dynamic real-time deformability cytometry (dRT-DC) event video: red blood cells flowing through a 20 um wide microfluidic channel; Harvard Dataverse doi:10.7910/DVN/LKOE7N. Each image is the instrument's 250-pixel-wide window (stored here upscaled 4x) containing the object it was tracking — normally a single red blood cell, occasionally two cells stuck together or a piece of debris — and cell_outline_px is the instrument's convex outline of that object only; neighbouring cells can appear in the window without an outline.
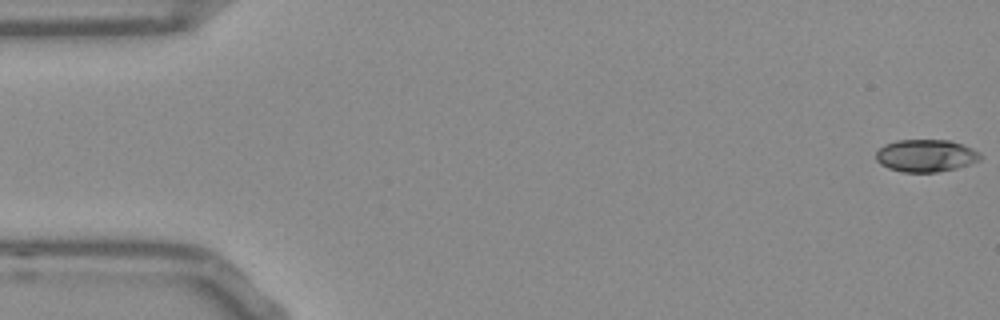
{"species": "Egyptian fruit bat (a non-hibernating species)", "species_latin": "Rousettus aegyptiacus", "temperature_condition": "room temperature", "stored_images_in_passage": 54, "camera_frame_rate_fps": 3000, "um_per_image_px": 0.085, "frame": {"image": 1, "passage_image": 1, "time_ms": 0.0, "image_size_px": [1000, 320], "cell_outline_px": [[984, 156], [980, 160], [956, 168], [936, 172], [904, 172], [888, 168], [880, 164], [876, 160], [876, 152], [884, 144], [896, 140], [948, 140], [964, 144], [980, 152]], "centroid_in_image_um": [78.71, 13.22], "position_along_channel_um": 6.3, "area_um2": 19.83}}
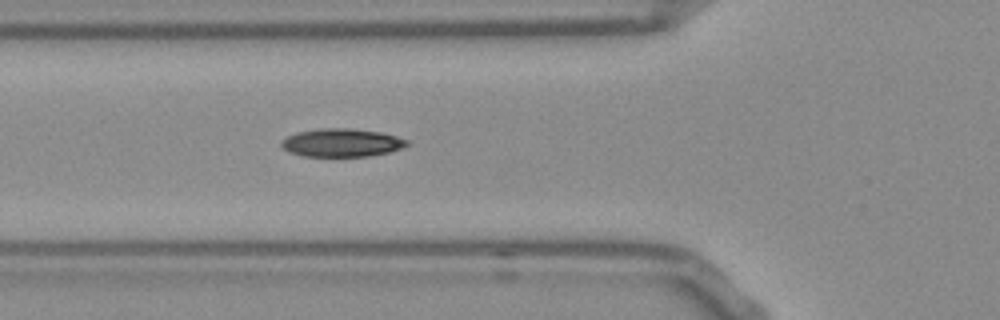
{"frame": {"image": 2, "passage_image": 19, "time_ms": 6.0, "image_size_px": [1000, 320], "cell_outline_px": [[412, 144], [404, 148], [388, 152], [368, 156], [304, 156], [288, 152], [280, 144], [280, 140], [296, 132], [320, 128], [352, 128], [380, 132], [396, 136], [408, 140]], "centroid_in_image_um": [29.06, 12.12], "position_along_channel_um": 96.7, "area_um2": 20.81}}
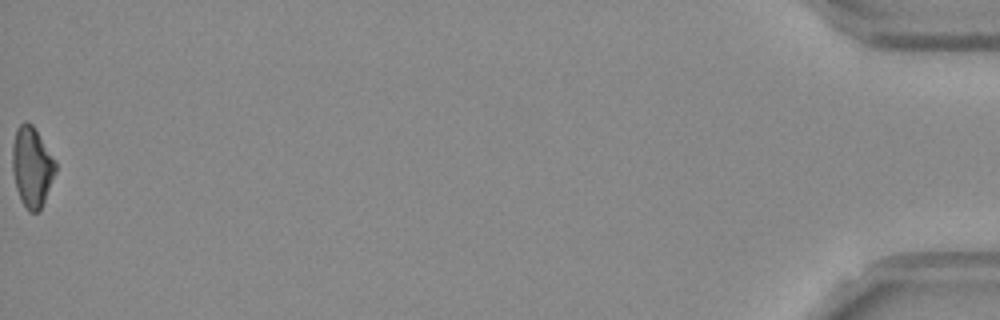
{"frame": {"image": 3, "passage_image": 54, "time_ms": 17.667, "image_size_px": [1000, 320], "cell_outline_px": [[56, 172], [44, 200], [40, 208], [36, 212], [28, 212], [20, 200], [16, 188], [12, 172], [12, 144], [16, 128], [24, 120], [32, 124], [56, 160]], "centroid_in_image_um": [2.69, 14.16], "position_along_channel_um": 432.5, "area_um2": 20.29}, "authors_computed_cell_mechanics": {"area_um2": 19.941, "velocity_mm_per_s": 3.7986, "shape_relaxation_time_tau1_ms": 7.6477, "shape_relaxation_time_tau2_ms": 11.2939, "deformation_change_tau1": 0.188, "deformation_change_tau2": 0.1789}}